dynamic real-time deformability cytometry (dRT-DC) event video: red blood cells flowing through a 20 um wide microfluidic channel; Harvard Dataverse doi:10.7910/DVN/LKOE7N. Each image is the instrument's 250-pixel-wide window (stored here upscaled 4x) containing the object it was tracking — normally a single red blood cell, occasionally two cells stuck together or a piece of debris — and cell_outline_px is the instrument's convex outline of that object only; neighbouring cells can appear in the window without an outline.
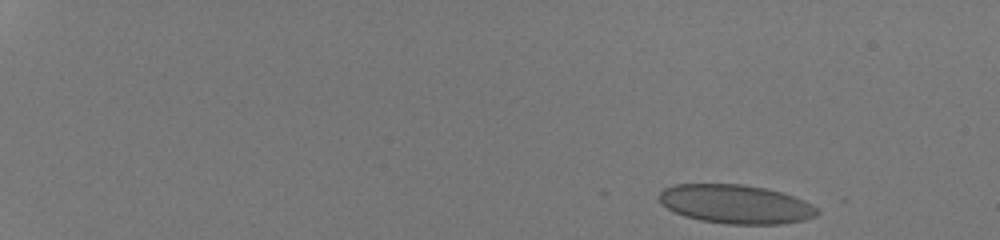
{"species": "human", "species_latin": "Homo sapiens", "temperature_condition": "room temperature", "stored_images_in_passage": 1, "camera_frame_rate_fps": 3000, "um_per_image_px": 0.085, "donor": {"sex": "male"}, "frame": {"image": 1, "passage_image": 1, "time_ms": 0.0, "image_size_px": [1000, 240], "cell_outline_px": [[796, 216], [792, 220], [768, 224], [748, 224], [708, 220], [692, 216], [680, 212], [664, 204], [660, 200], [660, 196], [668, 188], [684, 184], [728, 184], [756, 188], [776, 192], [788, 196], [792, 200]], "centroid_in_image_um": [62.05, 17.3], "position_along_channel_um": 23.0, "area_um2": 30.23}}